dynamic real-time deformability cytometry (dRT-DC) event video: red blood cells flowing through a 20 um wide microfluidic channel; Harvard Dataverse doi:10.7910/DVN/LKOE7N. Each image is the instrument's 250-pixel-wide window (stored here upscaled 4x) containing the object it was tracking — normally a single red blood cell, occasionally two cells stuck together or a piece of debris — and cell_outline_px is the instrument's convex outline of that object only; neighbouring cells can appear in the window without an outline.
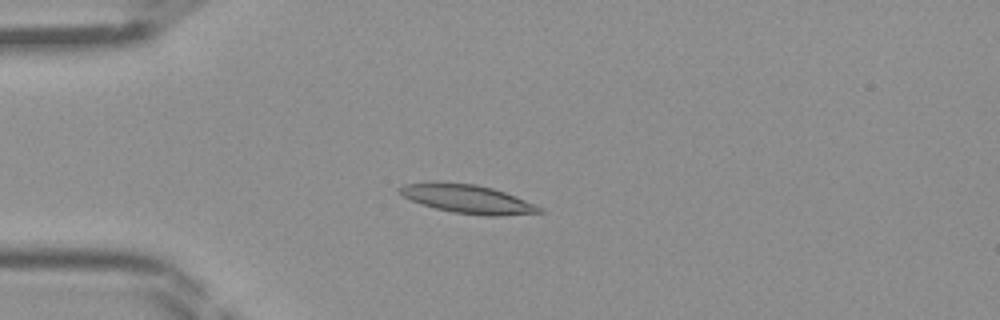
{"species": "Egyptian fruit bat (a non-hibernating species)", "species_latin": "Rousettus aegyptiacus", "temperature_condition": "room temperature", "stored_images_in_passage": 41, "camera_frame_rate_fps": 3000, "um_per_image_px": 0.085, "frame": {"image": 1, "passage_image": 8, "time_ms": 2.333, "image_size_px": [1000, 320], "cell_outline_px": [[544, 212], [496, 216], [488, 216], [452, 212], [420, 204], [404, 196], [396, 188], [404, 184], [476, 184], [492, 188], [516, 196], [544, 208]], "centroid_in_image_um": [39.83, 16.95], "position_along_channel_um": 45.2, "area_um2": 22.54}}
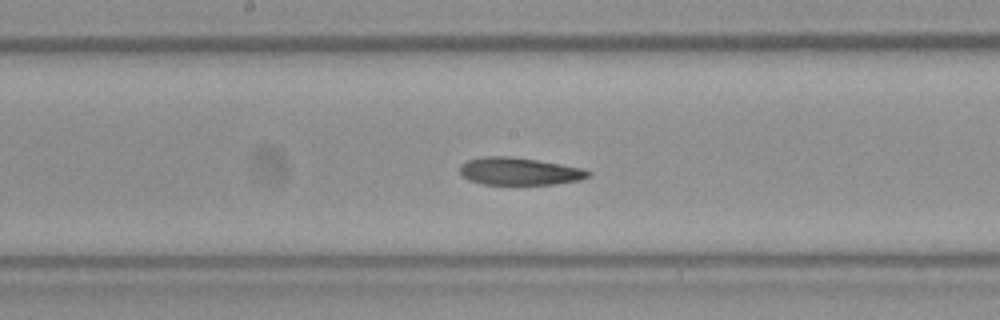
{"frame": {"image": 2, "passage_image": 20, "time_ms": 6.333, "image_size_px": [1000, 320], "cell_outline_px": [[592, 176], [580, 180], [556, 184], [484, 184], [468, 180], [460, 172], [460, 164], [468, 160], [480, 156], [512, 156], [584, 168], [592, 172]], "centroid_in_image_um": [44.17, 14.55], "position_along_channel_um": 204.0, "area_um2": 20.69}}
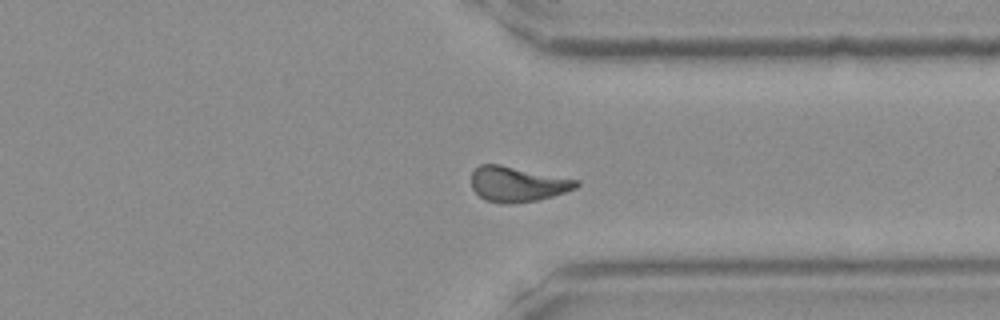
{"frame": {"image": 3, "passage_image": 31, "time_ms": 10.0, "image_size_px": [1000, 320], "cell_outline_px": [[580, 184], [576, 188], [552, 196], [536, 200], [508, 204], [484, 200], [472, 188], [472, 172], [480, 164], [500, 164], [580, 180]], "centroid_in_image_um": [43.99, 15.64], "position_along_channel_um": 367.4, "area_um2": 21.44}}